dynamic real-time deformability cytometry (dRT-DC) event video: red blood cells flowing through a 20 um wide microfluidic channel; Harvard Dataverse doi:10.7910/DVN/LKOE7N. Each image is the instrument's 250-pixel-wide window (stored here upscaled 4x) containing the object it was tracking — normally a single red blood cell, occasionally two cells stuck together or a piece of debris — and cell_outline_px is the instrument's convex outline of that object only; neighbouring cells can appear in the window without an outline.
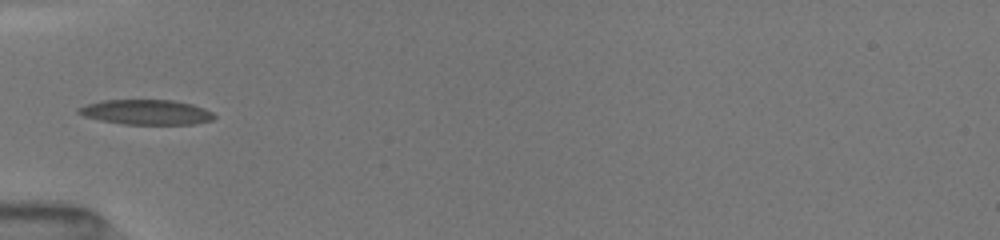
{"species": "common noctule bat (a hibernating species)", "species_latin": "Nyctalus noctula", "temperature_condition": "room temperature", "stored_images_in_passage": 2, "camera_frame_rate_fps": 3000, "um_per_image_px": 0.085, "animal": {"sex": "female", "body_mass_g": 19.5, "forearm_length_mm": 54.1}, "frame": {"image": 1, "passage_image": 1, "time_ms": 0.0, "image_size_px": [1000, 240], "cell_outline_px": [[216, 116], [212, 120], [196, 124], [124, 124], [100, 120], [84, 116], [76, 112], [76, 108], [100, 100], [172, 100], [192, 104], [204, 108], [212, 112]], "centroid_in_image_um": [12.43, 9.53], "position_along_channel_um": 72.6, "area_um2": 19.77}}